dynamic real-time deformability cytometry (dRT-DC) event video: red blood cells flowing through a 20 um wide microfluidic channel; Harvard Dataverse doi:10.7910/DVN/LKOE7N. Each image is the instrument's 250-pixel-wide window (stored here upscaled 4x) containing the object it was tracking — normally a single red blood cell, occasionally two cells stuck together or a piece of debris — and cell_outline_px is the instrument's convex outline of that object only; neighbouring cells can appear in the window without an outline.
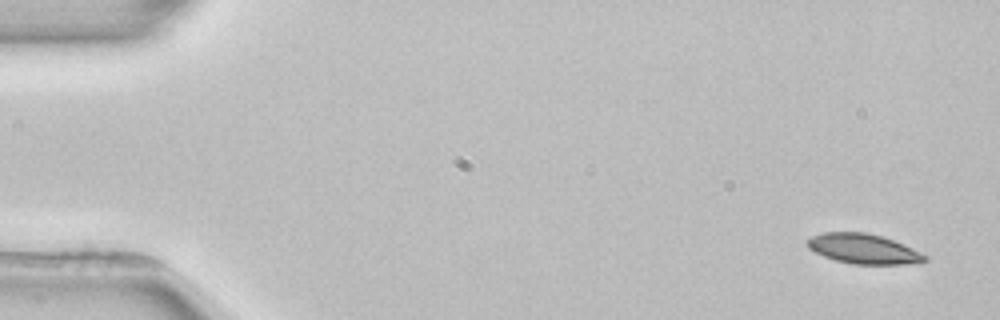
{"species": "common noctule bat (a hibernating species)", "species_latin": "Nyctalus noctula", "temperature_condition": "room temperature", "stored_images_in_passage": 3, "camera_frame_rate_fps": 3000, "um_per_image_px": 0.085, "animal": {"sex": "female", "body_mass_g": 22.7, "forearm_length_mm": 54.2}, "frame": {"image": 1, "passage_image": 1, "time_ms": 0.0, "image_size_px": [1000, 320], "cell_outline_px": [[928, 260], [920, 264], [852, 264], [836, 260], [824, 256], [808, 248], [804, 240], [812, 236], [824, 232], [864, 232], [880, 236], [904, 244], [928, 256]], "centroid_in_image_um": [73.41, 21.16], "position_along_channel_um": 11.6, "area_um2": 20.58}}
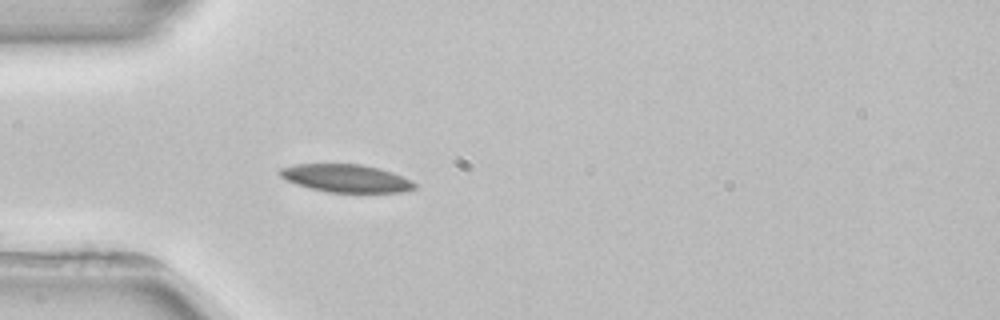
{"frame": {"image": 2, "passage_image": 3, "time_ms": 4.333, "image_size_px": [1000, 320], "cell_outline_px": [[416, 188], [404, 192], [328, 192], [308, 188], [296, 184], [280, 176], [276, 172], [280, 168], [296, 164], [360, 164], [392, 172], [412, 180], [416, 184]], "centroid_in_image_um": [29.4, 15.16], "position_along_channel_um": 55.6, "area_um2": 21.85}}